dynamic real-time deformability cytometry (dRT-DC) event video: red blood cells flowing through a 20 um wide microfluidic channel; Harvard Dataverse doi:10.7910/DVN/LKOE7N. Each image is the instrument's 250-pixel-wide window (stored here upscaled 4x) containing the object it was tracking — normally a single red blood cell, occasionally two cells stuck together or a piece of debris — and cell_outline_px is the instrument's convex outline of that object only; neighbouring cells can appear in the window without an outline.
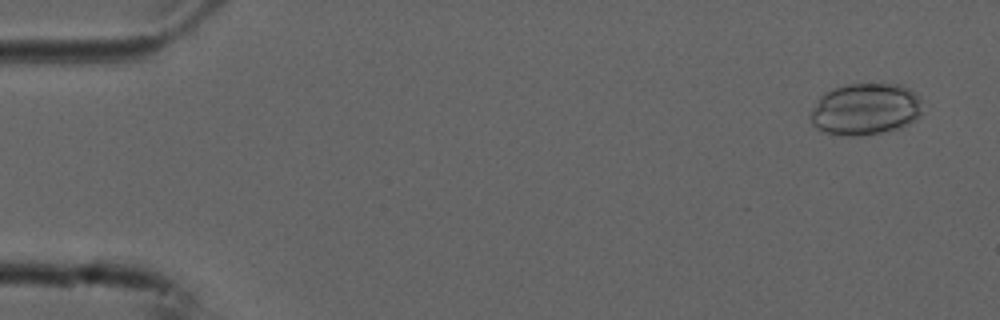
{"species": "common noctule bat (a hibernating species)", "species_latin": "Nyctalus noctula", "temperature_condition": "cold", "stored_images_in_passage": 4, "camera_frame_rate_fps": 3000, "um_per_image_px": 0.085, "animal": {"sex": "male", "forearm_length_mm": 52.5}, "frame": {"image": 1, "passage_image": 1, "time_ms": 0.0, "image_size_px": [1000, 320], "cell_outline_px": [[920, 116], [916, 120], [900, 128], [880, 132], [852, 136], [844, 136], [824, 132], [816, 128], [812, 124], [808, 116], [812, 108], [820, 96], [824, 92], [832, 88], [848, 84], [900, 84], [908, 88], [920, 100]], "centroid_in_image_um": [73.5, 9.28], "position_along_channel_um": 11.5, "area_um2": 33.81}}